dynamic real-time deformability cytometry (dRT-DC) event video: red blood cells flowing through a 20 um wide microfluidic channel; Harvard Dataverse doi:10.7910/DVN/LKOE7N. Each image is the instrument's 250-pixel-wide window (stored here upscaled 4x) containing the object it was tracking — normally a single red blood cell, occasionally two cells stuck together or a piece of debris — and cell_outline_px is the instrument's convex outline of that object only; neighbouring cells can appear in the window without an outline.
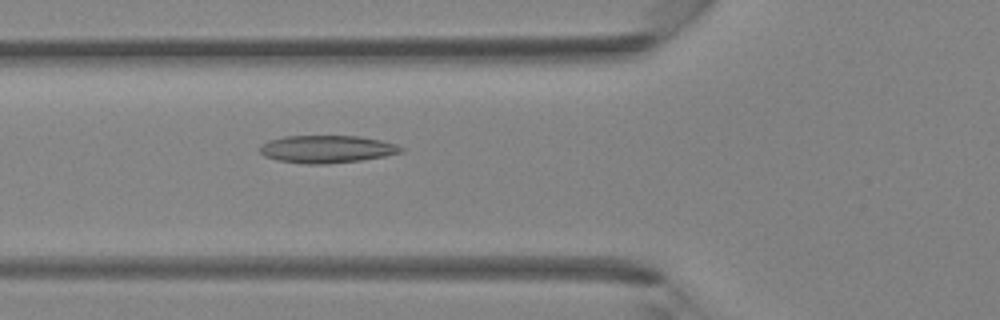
{"species": "Egyptian fruit bat (a non-hibernating species)", "species_latin": "Rousettus aegyptiacus", "temperature_condition": "room temperature", "stored_images_in_passage": 35, "camera_frame_rate_fps": 3000, "um_per_image_px": 0.085, "animal": {"sex": "female"}, "frame": {"image": 1, "passage_image": 9, "time_ms": 2.667, "image_size_px": [1000, 320], "cell_outline_px": [[404, 148], [400, 152], [384, 156], [360, 160], [328, 164], [304, 164], [276, 160], [264, 156], [260, 152], [260, 144], [268, 140], [284, 136], [360, 136], [380, 140], [396, 144]], "centroid_in_image_um": [27.73, 12.67], "position_along_channel_um": 98.1, "area_um2": 22.72}}
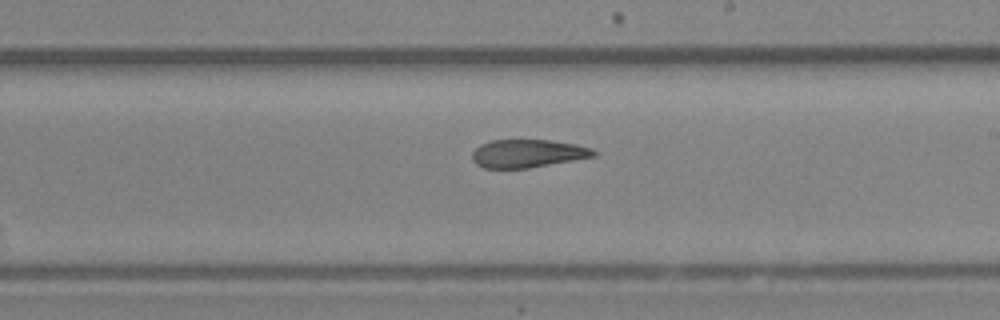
{"frame": {"image": 2, "passage_image": 18, "time_ms": 5.667, "image_size_px": [1000, 320], "cell_outline_px": [[596, 156], [528, 168], [484, 168], [476, 164], [472, 160], [472, 152], [480, 144], [492, 140], [552, 140], [576, 144], [592, 148], [596, 152]], "centroid_in_image_um": [44.84, 13.04], "position_along_channel_um": 244.2, "area_um2": 19.88}}
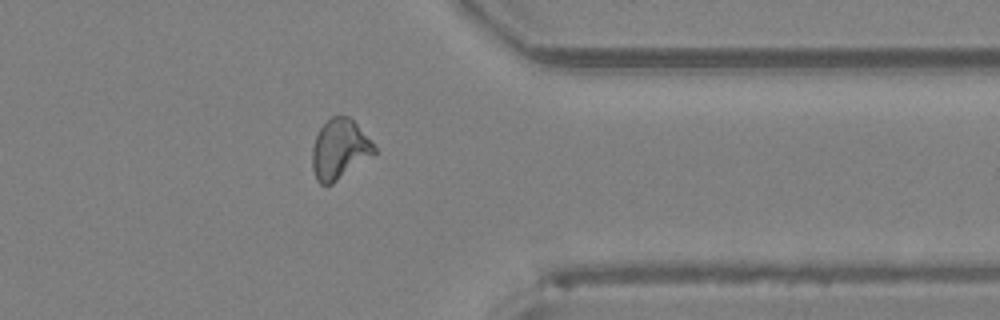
{"frame": {"image": 3, "passage_image": 27, "time_ms": 8.667, "image_size_px": [1000, 320], "cell_outline_px": [[376, 152], [332, 184], [320, 184], [316, 180], [312, 168], [312, 148], [316, 136], [320, 128], [332, 116], [348, 116], [356, 124], [376, 148]], "centroid_in_image_um": [28.82, 12.7], "position_along_channel_um": 382.6, "area_um2": 21.15}}